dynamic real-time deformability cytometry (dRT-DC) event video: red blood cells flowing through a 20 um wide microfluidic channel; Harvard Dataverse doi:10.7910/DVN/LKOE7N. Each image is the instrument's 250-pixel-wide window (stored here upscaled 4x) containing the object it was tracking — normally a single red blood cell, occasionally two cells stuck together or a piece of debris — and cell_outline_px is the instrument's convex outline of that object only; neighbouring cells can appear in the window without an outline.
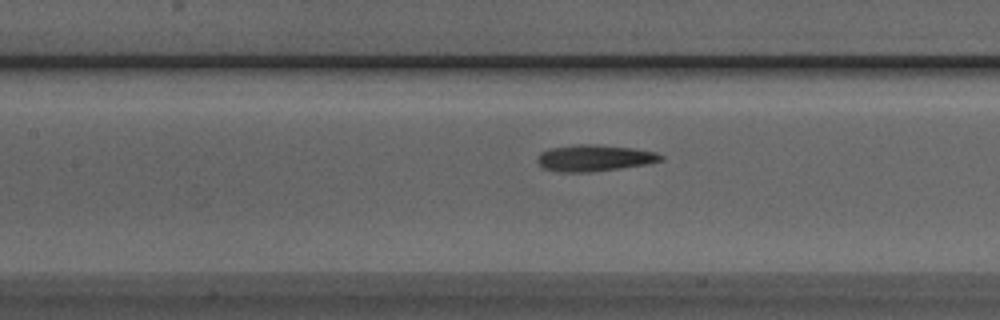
{"species": "Egyptian fruit bat (a non-hibernating species)", "species_latin": "Rousettus aegyptiacus", "temperature_condition": "room temperature", "stored_images_in_passage": 28, "camera_frame_rate_fps": 3000, "um_per_image_px": 0.085, "animal": {"sex": "male"}, "frame": {"image": 1, "passage_image": 7, "time_ms": 2.0, "image_size_px": [1000, 320], "cell_outline_px": [[664, 160], [648, 164], [592, 172], [560, 172], [544, 168], [536, 160], [536, 156], [540, 152], [548, 148], [580, 144], [596, 144], [632, 148], [656, 152], [664, 156]], "centroid_in_image_um": [50.52, 13.43], "position_along_channel_um": 156.9, "area_um2": 19.19}}
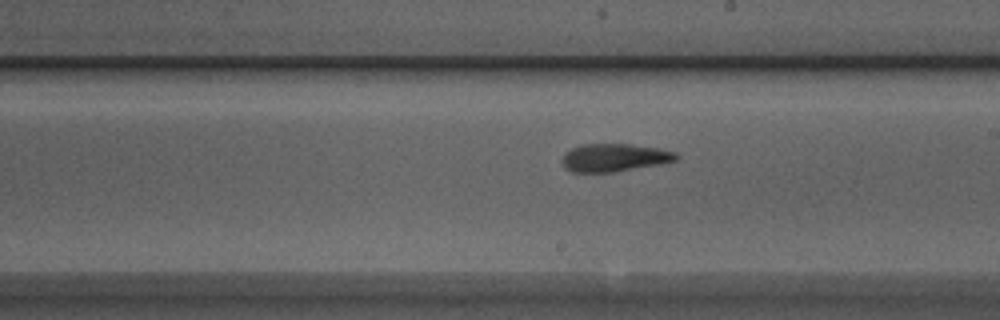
{"frame": {"image": 2, "passage_image": 13, "time_ms": 4.0, "image_size_px": [1000, 320], "cell_outline_px": [[680, 156], [676, 160], [660, 164], [612, 172], [572, 172], [564, 168], [560, 160], [564, 152], [580, 144], [632, 144], [656, 148], [676, 152]], "centroid_in_image_um": [52.17, 13.39], "position_along_channel_um": 236.8, "area_um2": 18.67}}
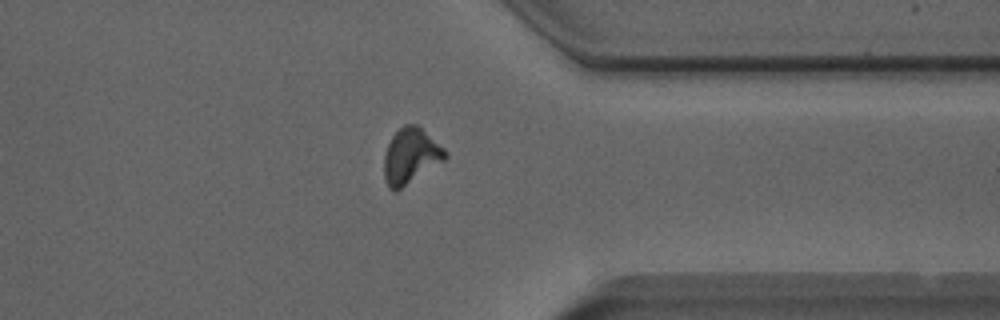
{"frame": {"image": 3, "passage_image": 24, "time_ms": 7.667, "image_size_px": [1000, 320], "cell_outline_px": [[448, 156], [444, 160], [396, 192], [392, 192], [388, 188], [384, 176], [384, 156], [388, 144], [392, 136], [404, 124], [416, 124], [444, 148], [448, 152]], "centroid_in_image_um": [34.89, 13.28], "position_along_channel_um": 376.5, "area_um2": 19.65}}